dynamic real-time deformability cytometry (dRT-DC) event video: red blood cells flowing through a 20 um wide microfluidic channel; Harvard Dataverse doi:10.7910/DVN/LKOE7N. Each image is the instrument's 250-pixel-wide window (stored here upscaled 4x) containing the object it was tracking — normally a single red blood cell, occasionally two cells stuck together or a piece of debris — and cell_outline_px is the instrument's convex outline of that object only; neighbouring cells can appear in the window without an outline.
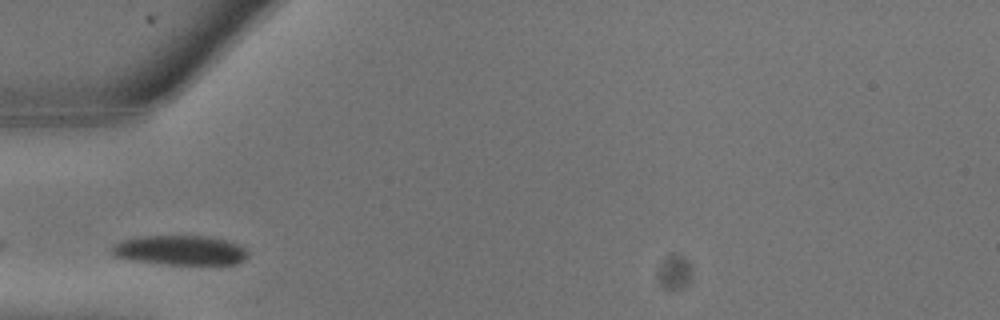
{"species": "common noctule bat (a hibernating species)", "species_latin": "Nyctalus noctula", "temperature_condition": "warm", "stored_images_in_passage": 3, "camera_frame_rate_fps": 3000, "um_per_image_px": 0.085, "animal": {"sex": "male", "body_mass_g": 13.3}, "frame": {"image": 1, "passage_image": 2, "time_ms": 0.333, "image_size_px": [1000, 320], "cell_outline_px": [[248, 256], [244, 260], [236, 264], [168, 264], [140, 260], [116, 256], [108, 248], [112, 244], [120, 240], [140, 236], [204, 236], [224, 240], [236, 244], [244, 248], [248, 252]], "centroid_in_image_um": [15.3, 21.26], "position_along_channel_um": 69.7, "area_um2": 23.18}}